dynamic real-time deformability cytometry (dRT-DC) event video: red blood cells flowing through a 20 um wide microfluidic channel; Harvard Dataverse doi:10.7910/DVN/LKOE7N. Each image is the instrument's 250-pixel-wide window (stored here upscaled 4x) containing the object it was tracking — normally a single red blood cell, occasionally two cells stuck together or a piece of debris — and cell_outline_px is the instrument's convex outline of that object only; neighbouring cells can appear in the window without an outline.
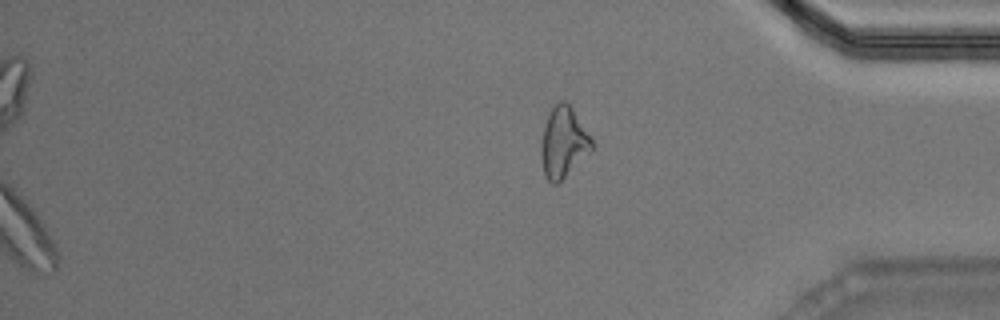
{"species": "Egyptian fruit bat (a non-hibernating species)", "species_latin": "Rousettus aegyptiacus", "temperature_condition": "warm", "stored_images_in_passage": 39, "camera_frame_rate_fps": 3000, "um_per_image_px": 0.085, "animal": {"sex": "male"}, "frame": {"image": 1, "passage_image": 39, "time_ms": 12.667, "image_size_px": [1000, 320], "cell_outline_px": [[592, 152], [556, 184], [552, 184], [544, 176], [540, 152], [540, 144], [544, 124], [552, 108], [560, 100], [564, 100], [572, 108], [592, 140]], "centroid_in_image_um": [47.86, 12.13], "position_along_channel_um": 387.3, "area_um2": 20.75}}